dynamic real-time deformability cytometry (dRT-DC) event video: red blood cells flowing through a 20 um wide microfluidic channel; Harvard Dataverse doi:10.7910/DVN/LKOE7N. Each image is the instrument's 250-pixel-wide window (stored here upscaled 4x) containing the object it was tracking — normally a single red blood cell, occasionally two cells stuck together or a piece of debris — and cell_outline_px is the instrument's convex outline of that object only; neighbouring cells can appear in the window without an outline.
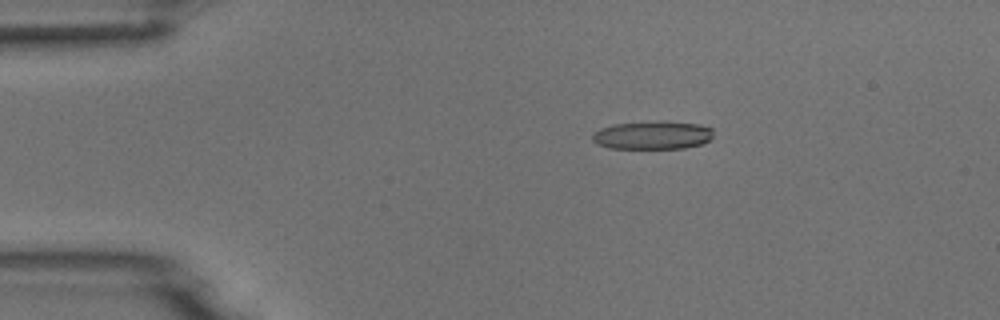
{"species": "common noctule bat (a hibernating species)", "species_latin": "Nyctalus noctula", "temperature_condition": "room temperature", "stored_images_in_passage": 5, "camera_frame_rate_fps": 3000, "um_per_image_px": 0.085, "animal": {"sex": "male", "body_mass_g": 18.8}, "frame": {"image": 1, "passage_image": 3, "time_ms": 2.333, "image_size_px": [1000, 320], "cell_outline_px": [[712, 136], [704, 144], [684, 148], [608, 148], [596, 144], [592, 140], [592, 132], [600, 128], [612, 124], [660, 120], [664, 120], [700, 124], [712, 128]], "centroid_in_image_um": [55.45, 11.47], "position_along_channel_um": 29.6, "area_um2": 20.35}}